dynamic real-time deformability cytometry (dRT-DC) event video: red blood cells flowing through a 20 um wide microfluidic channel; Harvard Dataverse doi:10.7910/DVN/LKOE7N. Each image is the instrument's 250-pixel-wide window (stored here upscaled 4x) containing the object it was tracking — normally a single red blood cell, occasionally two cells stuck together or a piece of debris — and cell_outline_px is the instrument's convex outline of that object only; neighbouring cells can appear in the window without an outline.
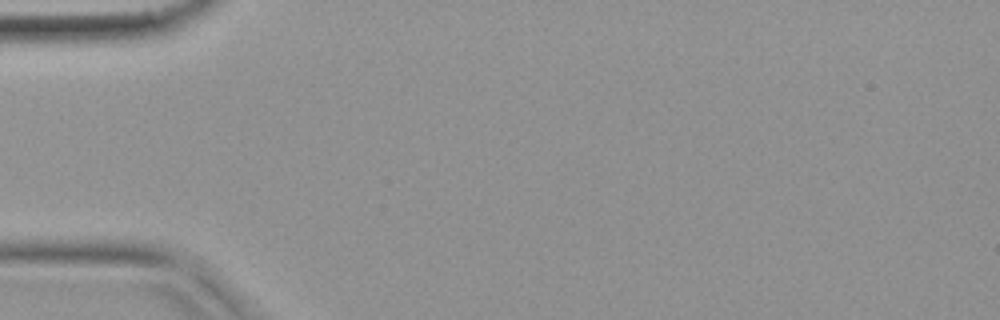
{"species": "common noctule bat (a hibernating species)", "species_latin": "Nyctalus noctula", "temperature_condition": "warm", "stored_images_in_passage": 1, "camera_frame_rate_fps": 3000, "um_per_image_px": 0.085, "animal": {"sex": "female", "body_mass_g": 19.9}, "frame": {"image": 1, "passage_image": 1, "time_ms": 0.0, "image_size_px": [1000, 320], "cell_outline_px": [[196, 304], [192, 304], [52, 284], [36, 280], [52, 276], [164, 280], [172, 284], [184, 292]], "centroid_in_image_um": [10.64, 24.41], "position_along_channel_um": 74.4, "area_um2": 14.57}}